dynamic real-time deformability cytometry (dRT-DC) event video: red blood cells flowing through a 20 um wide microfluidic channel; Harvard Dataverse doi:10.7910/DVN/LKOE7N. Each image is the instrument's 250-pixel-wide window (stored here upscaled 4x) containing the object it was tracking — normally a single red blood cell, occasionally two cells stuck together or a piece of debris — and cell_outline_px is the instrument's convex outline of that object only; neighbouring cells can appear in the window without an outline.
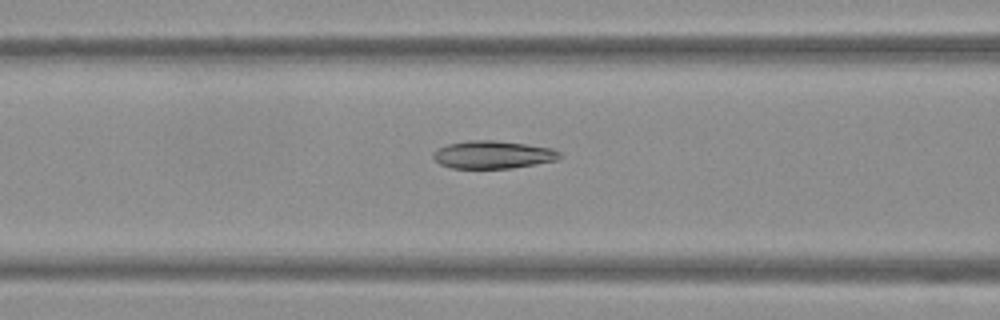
{"species": "Egyptian fruit bat (a non-hibernating species)", "species_latin": "Rousettus aegyptiacus", "temperature_condition": "warm", "stored_images_in_passage": 37, "camera_frame_rate_fps": 3000, "um_per_image_px": 0.085, "frame": {"image": 1, "passage_image": 5, "time_ms": 1.333, "image_size_px": [1000, 320], "cell_outline_px": [[560, 156], [556, 160], [512, 168], [452, 168], [440, 164], [432, 156], [432, 152], [448, 144], [468, 140], [496, 140], [528, 144], [552, 148], [560, 152]], "centroid_in_image_um": [41.89, 13.14], "position_along_channel_um": 124.7, "area_um2": 20.4}}
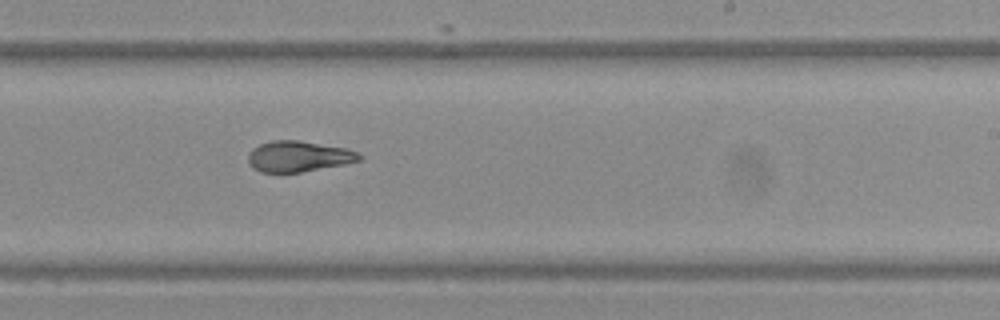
{"frame": {"image": 2, "passage_image": 16, "time_ms": 5.0, "image_size_px": [1000, 320], "cell_outline_px": [[364, 156], [360, 160], [344, 164], [300, 172], [260, 172], [252, 168], [248, 160], [248, 152], [252, 148], [260, 144], [272, 140], [300, 140], [344, 148], [356, 152]], "centroid_in_image_um": [25.33, 13.29], "position_along_channel_um": 263.7, "area_um2": 19.88}}
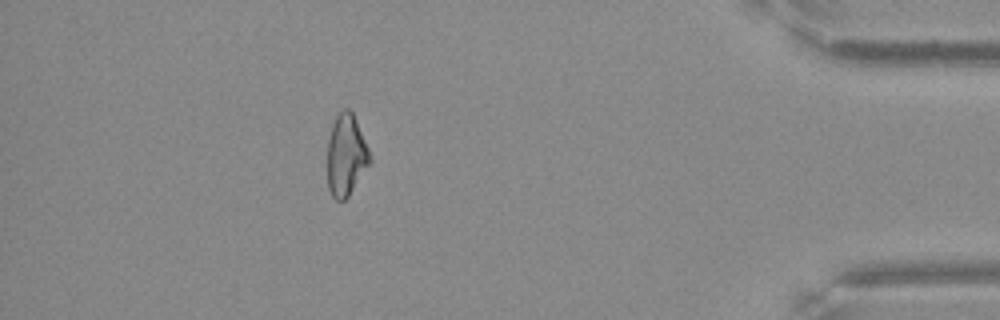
{"frame": {"image": 3, "passage_image": 31, "time_ms": 10.0, "image_size_px": [1000, 320], "cell_outline_px": [[372, 160], [348, 196], [344, 200], [336, 200], [332, 196], [328, 188], [328, 140], [332, 124], [336, 116], [344, 108], [348, 108], [352, 112], [356, 120], [372, 156]], "centroid_in_image_um": [29.42, 13.18], "position_along_channel_um": 405.8, "area_um2": 20.06}}